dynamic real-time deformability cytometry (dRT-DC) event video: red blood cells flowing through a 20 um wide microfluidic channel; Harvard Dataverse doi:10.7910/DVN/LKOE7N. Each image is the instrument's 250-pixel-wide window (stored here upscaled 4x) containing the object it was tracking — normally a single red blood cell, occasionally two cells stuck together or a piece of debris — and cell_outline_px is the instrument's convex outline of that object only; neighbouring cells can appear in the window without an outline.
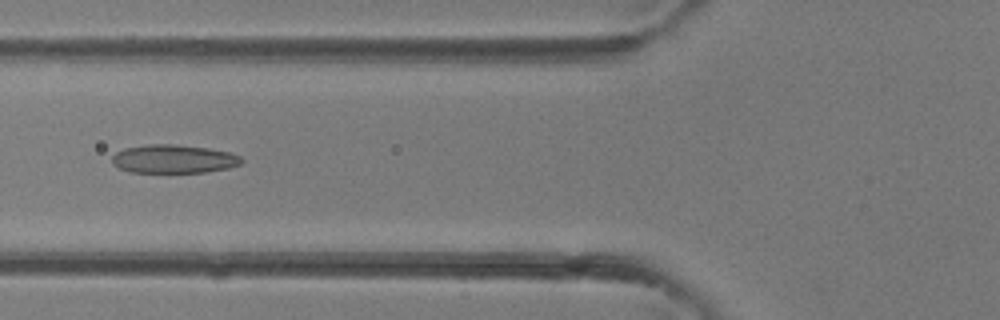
{"species": "common noctule bat (a hibernating species)", "species_latin": "Nyctalus noctula", "temperature_condition": "room temperature", "stored_images_in_passage": 35, "camera_frame_rate_fps": 3000, "um_per_image_px": 0.085, "animal": {"sex": "female"}, "frame": {"image": 1, "passage_image": 11, "time_ms": 3.333, "image_size_px": [1000, 320], "cell_outline_px": [[244, 160], [240, 164], [228, 168], [208, 172], [128, 172], [112, 164], [112, 156], [116, 152], [124, 148], [148, 144], [176, 144], [208, 148], [228, 152], [240, 156]], "centroid_in_image_um": [14.75, 13.51], "position_along_channel_um": 111.1, "area_um2": 21.56}}
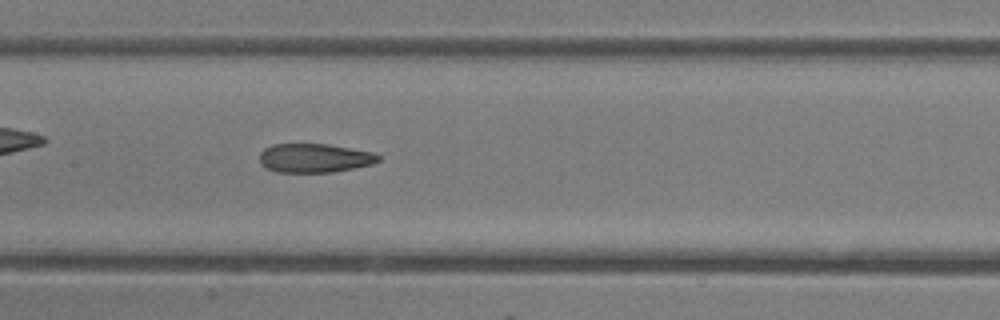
{"frame": {"image": 2, "passage_image": 15, "time_ms": 4.667, "image_size_px": [1000, 320], "cell_outline_px": [[380, 160], [372, 164], [332, 172], [276, 172], [264, 168], [260, 164], [260, 152], [264, 148], [272, 144], [328, 144], [372, 152], [380, 156]], "centroid_in_image_um": [26.68, 13.43], "position_along_channel_um": 180.7, "area_um2": 20.06}}
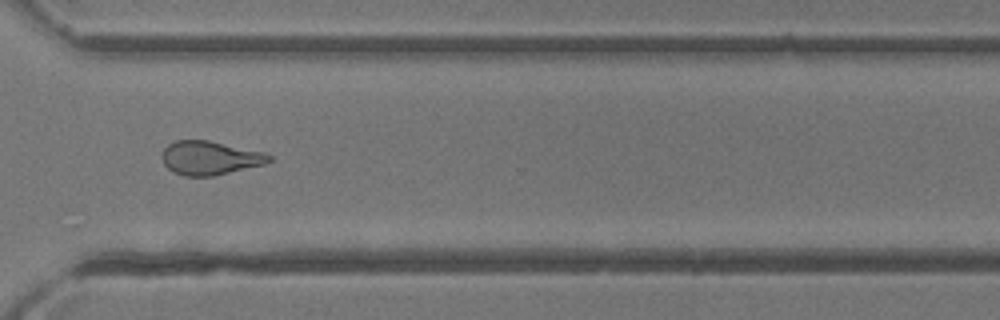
{"frame": {"image": 3, "passage_image": 25, "time_ms": 8.0, "image_size_px": [1000, 320], "cell_outline_px": [[272, 160], [264, 164], [216, 176], [184, 176], [172, 172], [164, 164], [160, 156], [164, 148], [168, 144], [176, 140], [208, 140], [264, 152], [272, 156]], "centroid_in_image_um": [17.82, 13.43], "position_along_channel_um": 352.8, "area_um2": 21.27}}